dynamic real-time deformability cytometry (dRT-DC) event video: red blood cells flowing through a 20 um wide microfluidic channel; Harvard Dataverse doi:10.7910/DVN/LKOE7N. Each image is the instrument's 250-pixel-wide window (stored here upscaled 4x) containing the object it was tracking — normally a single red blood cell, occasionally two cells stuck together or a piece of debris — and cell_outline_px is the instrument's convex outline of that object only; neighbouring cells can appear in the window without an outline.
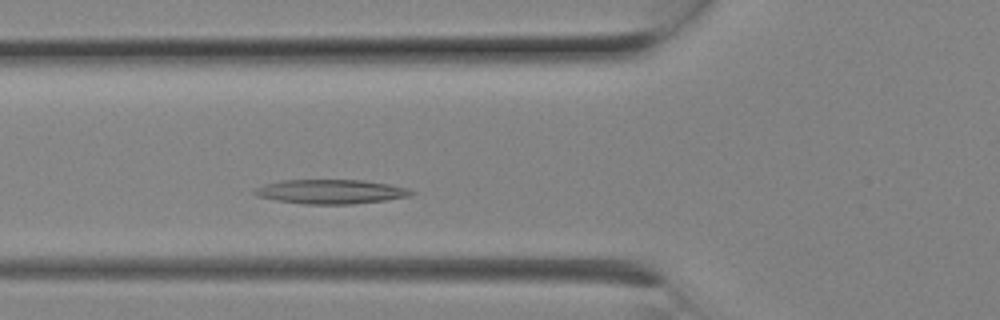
{"species": "Egyptian fruit bat (a non-hibernating species)", "species_latin": "Rousettus aegyptiacus", "temperature_condition": "room temperature", "stored_images_in_passage": 5, "camera_frame_rate_fps": 3000, "um_per_image_px": 0.085, "animal": {"sex": "female"}, "frame": {"image": 1, "passage_image": 5, "time_ms": 1.333, "image_size_px": [1000, 320], "cell_outline_px": [[416, 192], [408, 196], [384, 200], [352, 204], [304, 204], [276, 200], [256, 196], [252, 192], [256, 188], [264, 184], [280, 180], [364, 180], [388, 184], [408, 188]], "centroid_in_image_um": [28.08, 16.28], "position_along_channel_um": 97.7, "area_um2": 22.14}}